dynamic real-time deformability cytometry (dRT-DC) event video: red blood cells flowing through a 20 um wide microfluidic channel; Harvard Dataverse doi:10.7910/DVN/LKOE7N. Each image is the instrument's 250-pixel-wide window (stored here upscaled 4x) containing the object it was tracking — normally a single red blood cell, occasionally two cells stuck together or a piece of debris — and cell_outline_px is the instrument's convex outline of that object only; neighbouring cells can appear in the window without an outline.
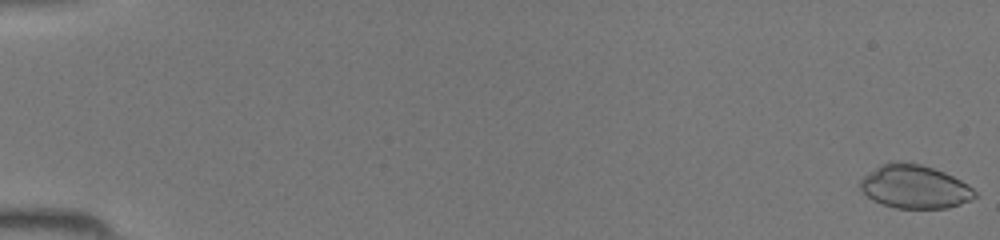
{"species": "common noctule bat (a hibernating species)", "species_latin": "Nyctalus noctula", "temperature_condition": "room temperature", "stored_images_in_passage": 46, "camera_frame_rate_fps": 3000, "um_per_image_px": 0.085, "animal": {"sex": "female", "body_mass_g": 19.5, "forearm_length_mm": 54.1}, "frame": {"image": 1, "passage_image": 1, "time_ms": 0.0, "image_size_px": [1000, 240], "cell_outline_px": [[980, 196], [960, 204], [948, 208], [896, 208], [880, 204], [872, 200], [860, 188], [860, 180], [864, 176], [880, 164], [888, 160], [900, 160], [920, 164], [944, 172], [968, 184]], "centroid_in_image_um": [77.74, 15.86], "position_along_channel_um": 7.3, "area_um2": 29.3}}
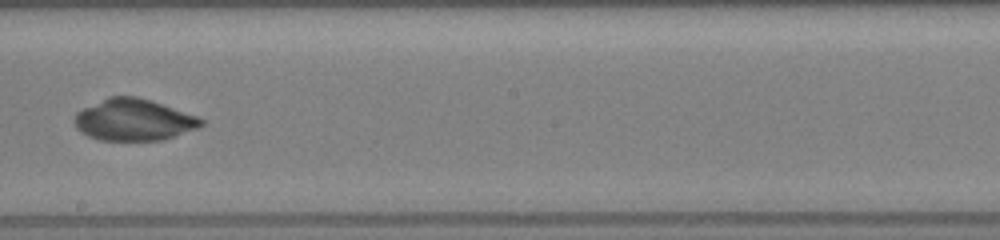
{"frame": {"image": 2, "passage_image": 28, "time_ms": 9.0, "image_size_px": [1000, 240], "cell_outline_px": [[204, 124], [200, 128], [164, 140], [100, 140], [88, 136], [80, 132], [76, 128], [72, 120], [76, 112], [108, 96], [136, 96], [152, 100], [196, 116], [204, 120]], "centroid_in_image_um": [11.36, 10.19], "position_along_channel_um": 236.8, "area_um2": 30.98}}
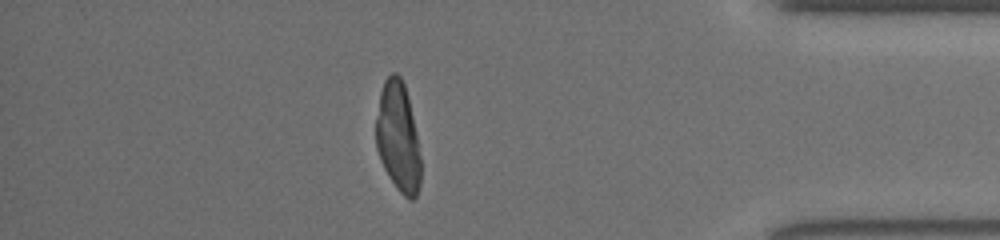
{"frame": {"image": 3, "passage_image": 41, "time_ms": 13.333, "image_size_px": [1000, 240], "cell_outline_px": [[420, 184], [416, 196], [412, 200], [408, 200], [396, 188], [388, 176], [380, 160], [376, 148], [376, 116], [380, 92], [384, 80], [392, 72], [396, 72], [400, 76], [404, 84], [408, 96], [420, 156]], "centroid_in_image_um": [33.81, 11.67], "position_along_channel_um": 401.4, "area_um2": 28.55}}